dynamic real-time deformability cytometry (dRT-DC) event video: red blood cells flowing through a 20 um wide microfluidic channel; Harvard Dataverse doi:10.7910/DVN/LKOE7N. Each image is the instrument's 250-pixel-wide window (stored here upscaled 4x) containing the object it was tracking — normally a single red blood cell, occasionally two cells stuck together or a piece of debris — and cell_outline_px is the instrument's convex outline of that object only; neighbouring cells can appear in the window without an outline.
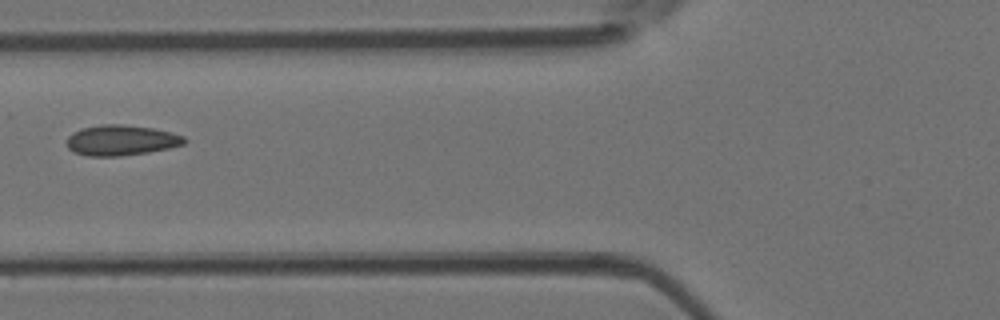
{"species": "Egyptian fruit bat (a non-hibernating species)", "species_latin": "Rousettus aegyptiacus", "temperature_condition": "room temperature", "stored_images_in_passage": 6, "camera_frame_rate_fps": 3000, "um_per_image_px": 0.085, "animal": {"sex": "female"}, "frame": {"image": 1, "passage_image": 6, "time_ms": 1.667, "image_size_px": [1000, 320], "cell_outline_px": [[188, 140], [184, 144], [168, 148], [148, 152], [120, 156], [88, 156], [76, 152], [68, 148], [68, 136], [72, 132], [80, 128], [100, 124], [124, 124], [152, 128], [172, 132], [184, 136]], "centroid_in_image_um": [10.31, 11.91], "position_along_channel_um": 115.5, "area_um2": 20.92}}